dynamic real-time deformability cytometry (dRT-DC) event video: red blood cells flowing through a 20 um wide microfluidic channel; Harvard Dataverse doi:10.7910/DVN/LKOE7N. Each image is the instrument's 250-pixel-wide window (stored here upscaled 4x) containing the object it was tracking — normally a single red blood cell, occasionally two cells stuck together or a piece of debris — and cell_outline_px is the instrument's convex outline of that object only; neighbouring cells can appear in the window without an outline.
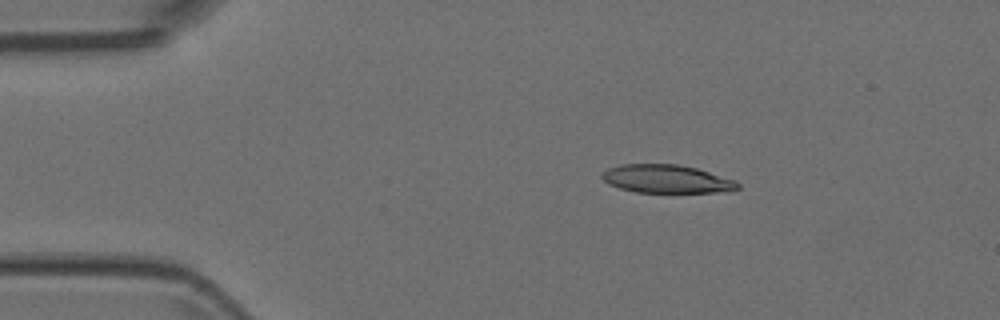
{"species": "Egyptian fruit bat (a non-hibernating species)", "species_latin": "Rousettus aegyptiacus", "temperature_condition": "room temperature", "stored_images_in_passage": 4, "camera_frame_rate_fps": 3000, "um_per_image_px": 0.085, "animal": {"sex": "female"}, "frame": {"image": 1, "passage_image": 2, "time_ms": 0.333, "image_size_px": [1000, 320], "cell_outline_px": [[740, 188], [728, 192], [636, 192], [620, 188], [608, 184], [600, 176], [608, 168], [620, 164], [680, 164], [696, 168], [736, 180], [740, 184]], "centroid_in_image_um": [56.69, 15.21], "position_along_channel_um": 28.3, "area_um2": 22.43}}
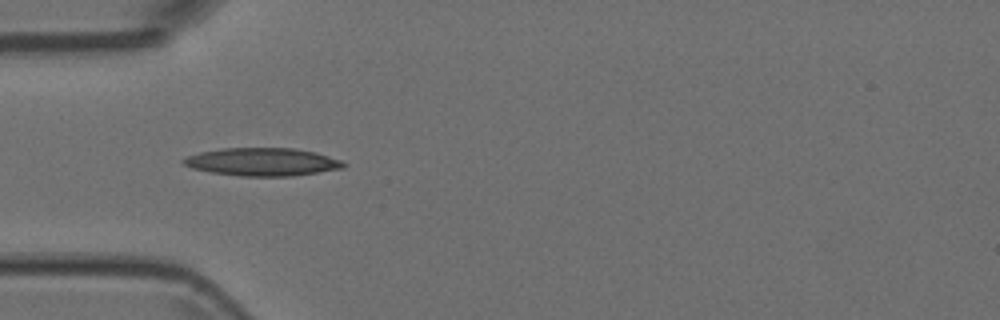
{"frame": {"image": 2, "passage_image": 4, "time_ms": 1.0, "image_size_px": [1000, 320], "cell_outline_px": [[348, 164], [344, 168], [292, 176], [240, 176], [212, 172], [192, 168], [184, 164], [180, 160], [188, 156], [200, 152], [220, 148], [292, 148], [316, 152], [340, 160]], "centroid_in_image_um": [22.31, 13.76], "position_along_channel_um": 62.7, "area_um2": 26.01}}